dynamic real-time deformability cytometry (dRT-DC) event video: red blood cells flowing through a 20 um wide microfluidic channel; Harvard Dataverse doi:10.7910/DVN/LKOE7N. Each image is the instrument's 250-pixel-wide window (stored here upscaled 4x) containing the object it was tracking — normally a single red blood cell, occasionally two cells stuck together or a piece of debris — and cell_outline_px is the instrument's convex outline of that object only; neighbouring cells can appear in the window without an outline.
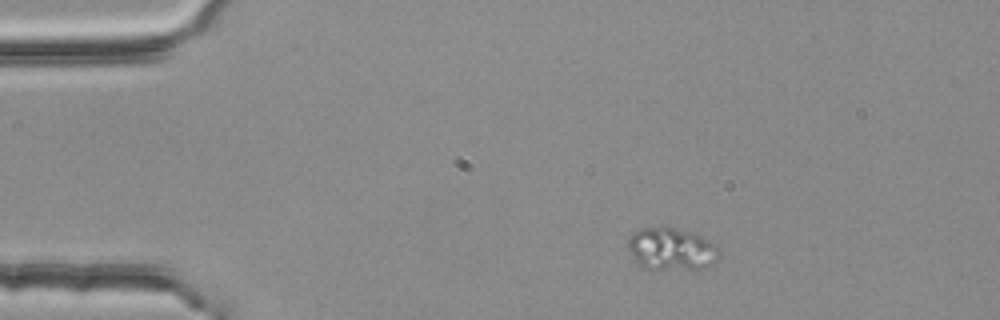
{"species": "common noctule bat (a hibernating species)", "species_latin": "Nyctalus noctula", "temperature_condition": "room temperature", "stored_images_in_passage": 3, "camera_frame_rate_fps": 3000, "um_per_image_px": 0.085, "animal": {"sex": "female", "body_mass_g": 25.1}, "frame": {"image": 1, "passage_image": 1, "time_ms": 0.0, "image_size_px": [1000, 320], "cell_outline_px": [[720, 256], [708, 268], [644, 268], [636, 264], [632, 260], [628, 248], [628, 240], [640, 228], [672, 228], [688, 232], [700, 236], [716, 244], [720, 252]], "centroid_in_image_um": [57.07, 21.19], "position_along_channel_um": 27.9, "area_um2": 22.14}}
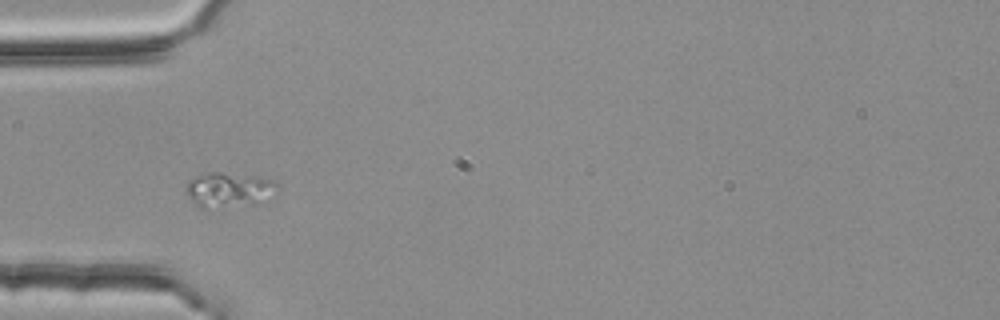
{"frame": {"image": 2, "passage_image": 3, "time_ms": 0.667, "image_size_px": [1000, 320], "cell_outline_px": [[280, 192], [204, 208], [200, 208], [184, 192], [188, 184], [192, 180], [208, 172], [220, 172], [252, 176], [276, 180], [280, 188]], "centroid_in_image_um": [19.38, 16.02], "position_along_channel_um": 65.6, "area_um2": 16.59}}